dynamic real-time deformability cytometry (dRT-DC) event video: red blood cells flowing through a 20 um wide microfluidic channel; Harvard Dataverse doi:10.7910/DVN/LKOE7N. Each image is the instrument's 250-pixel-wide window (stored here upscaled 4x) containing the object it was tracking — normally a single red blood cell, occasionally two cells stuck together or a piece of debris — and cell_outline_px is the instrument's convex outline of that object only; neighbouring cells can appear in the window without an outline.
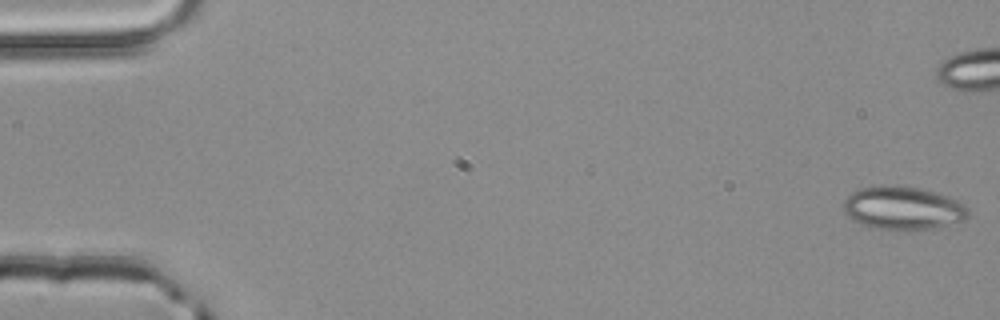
{"species": "common noctule bat (a hibernating species)", "species_latin": "Nyctalus noctula", "temperature_condition": "room temperature", "stored_images_in_passage": 42, "camera_frame_rate_fps": 3000, "um_per_image_px": 0.085, "animal": {"sex": "male", "body_mass_g": 20.4}, "frame": {"image": 1, "passage_image": 1, "time_ms": 0.0, "image_size_px": [1000, 320], "cell_outline_px": [[968, 216], [964, 220], [932, 228], [904, 232], [876, 228], [860, 224], [852, 220], [844, 212], [844, 200], [852, 192], [860, 188], [880, 184], [884, 184], [916, 188], [936, 192], [948, 196], [964, 204], [968, 208]], "centroid_in_image_um": [76.72, 17.7], "position_along_channel_um": 8.3, "area_um2": 31.73}}
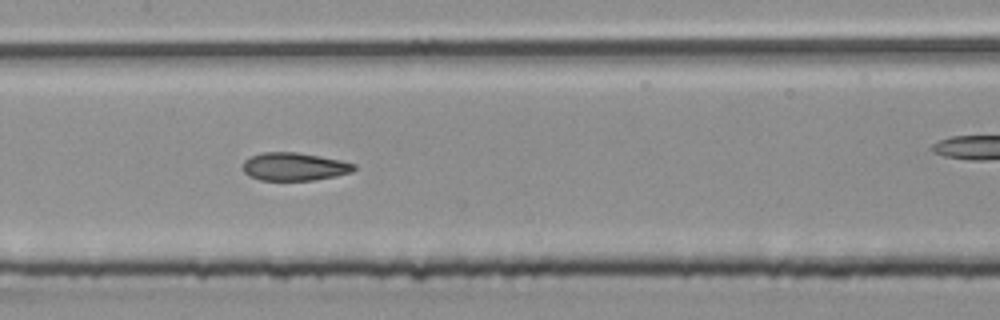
{"frame": {"image": 2, "passage_image": 26, "time_ms": 8.333, "image_size_px": [1000, 320], "cell_outline_px": [[356, 168], [352, 172], [336, 176], [312, 180], [260, 180], [248, 176], [244, 172], [244, 160], [252, 156], [264, 152], [296, 152], [320, 156], [340, 160], [356, 164]], "centroid_in_image_um": [25.03, 14.16], "position_along_channel_um": 182.4, "area_um2": 18.09}}
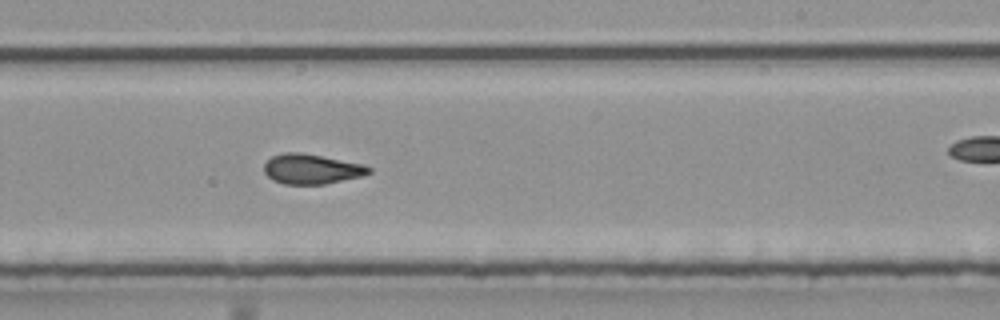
{"frame": {"image": 3, "passage_image": 32, "time_ms": 10.333, "image_size_px": [1000, 320], "cell_outline_px": [[372, 172], [364, 176], [324, 184], [284, 184], [272, 180], [264, 172], [264, 164], [272, 156], [284, 152], [300, 152], [364, 164], [372, 168]], "centroid_in_image_um": [26.5, 14.37], "position_along_channel_um": 262.5, "area_um2": 18.38}}